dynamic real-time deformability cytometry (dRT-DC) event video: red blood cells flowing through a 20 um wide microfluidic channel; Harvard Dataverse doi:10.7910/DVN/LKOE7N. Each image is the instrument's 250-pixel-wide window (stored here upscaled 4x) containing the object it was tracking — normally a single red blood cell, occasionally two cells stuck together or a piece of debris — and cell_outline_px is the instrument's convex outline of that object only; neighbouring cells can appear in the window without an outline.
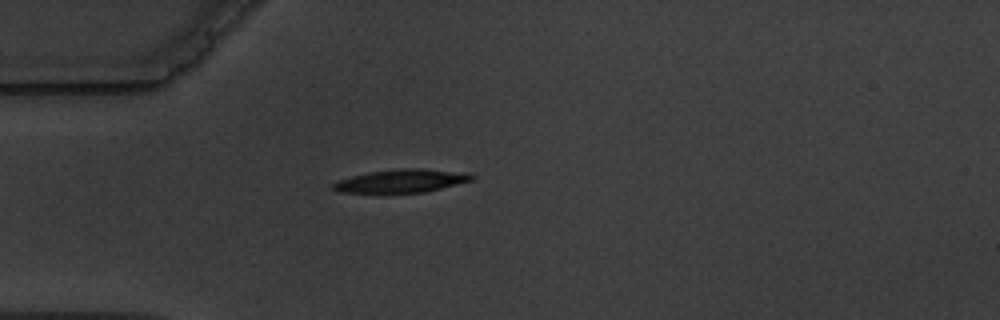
{"species": "common noctule bat (a hibernating species)", "species_latin": "Nyctalus noctula", "temperature_condition": "warm", "stored_images_in_passage": 1, "camera_frame_rate_fps": 3000, "um_per_image_px": 0.085, "animal": {"sex": "male", "body_mass_g": 19.5, "forearm_length_mm": 54.6}, "frame": {"image": 1, "passage_image": 1, "time_ms": 0.0, "image_size_px": [1000, 320], "cell_outline_px": [[476, 176], [472, 180], [424, 192], [384, 196], [340, 192], [332, 188], [332, 184], [340, 180], [352, 176], [368, 172], [400, 168], [424, 168], [468, 172]], "centroid_in_image_um": [34.08, 15.42], "position_along_channel_um": 50.9, "area_um2": 19.77}}